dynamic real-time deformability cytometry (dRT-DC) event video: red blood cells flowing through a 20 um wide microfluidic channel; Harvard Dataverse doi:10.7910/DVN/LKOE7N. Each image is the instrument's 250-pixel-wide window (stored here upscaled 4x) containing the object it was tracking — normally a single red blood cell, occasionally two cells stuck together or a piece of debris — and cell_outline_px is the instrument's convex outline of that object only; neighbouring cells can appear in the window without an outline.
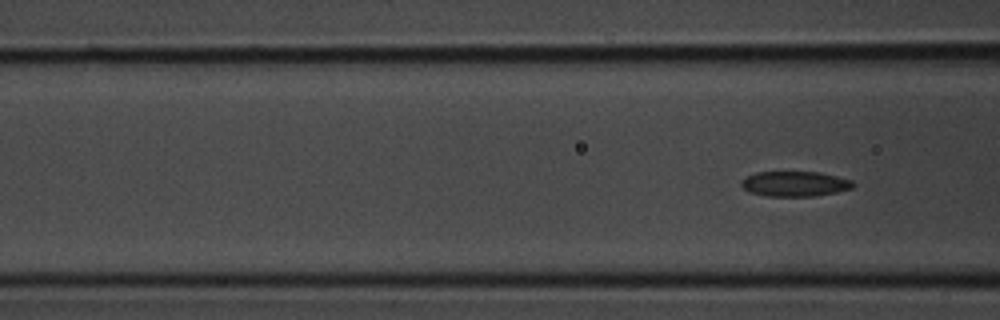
{"species": "common noctule bat (a hibernating species)", "species_latin": "Nyctalus noctula", "temperature_condition": "room temperature", "stored_images_in_passage": 6, "segment_of_instrument_passage": [2, 2], "camera_frame_rate_fps": 3000, "um_per_image_px": 0.085, "animal": {"sex": "male", "body_mass_g": 20.1, "forearm_length_mm": 53.5}, "frame": {"image": 1, "passage_image": 6, "time_ms": 1.667, "image_size_px": [1000, 320], "cell_outline_px": [[856, 184], [852, 188], [836, 192], [812, 196], [768, 196], [748, 192], [740, 184], [740, 180], [756, 172], [820, 172], [852, 180]], "centroid_in_image_um": [67.55, 15.62], "position_along_channel_um": 99.0, "area_um2": 16.36}}